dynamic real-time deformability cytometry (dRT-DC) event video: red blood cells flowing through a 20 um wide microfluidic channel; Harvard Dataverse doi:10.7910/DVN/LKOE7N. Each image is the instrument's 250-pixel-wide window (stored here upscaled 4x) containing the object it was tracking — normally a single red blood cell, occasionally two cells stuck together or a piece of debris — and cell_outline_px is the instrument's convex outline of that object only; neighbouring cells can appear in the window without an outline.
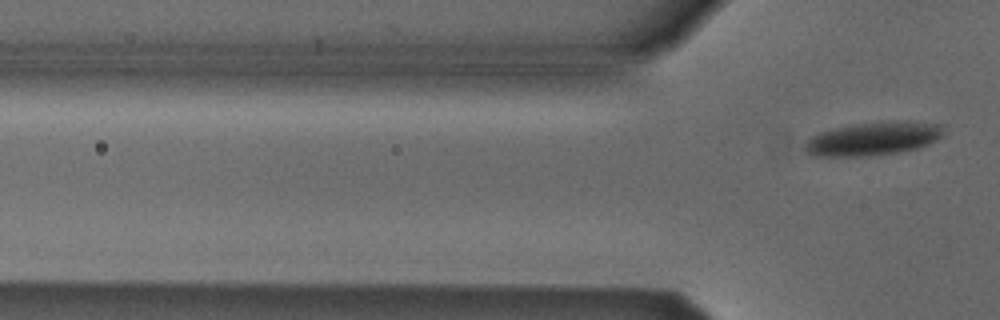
{"species": "Egyptian fruit bat (a non-hibernating species)", "species_latin": "Rousettus aegyptiacus", "temperature_condition": "cold", "stored_images_in_passage": 7, "camera_frame_rate_fps": 3000, "um_per_image_px": 0.085, "animal": {"sex": "male"}, "frame": {"image": 1, "passage_image": 7, "time_ms": 8.0, "image_size_px": [1000, 320], "cell_outline_px": [[940, 136], [936, 140], [928, 144], [916, 148], [896, 152], [872, 156], [812, 156], [804, 152], [804, 144], [812, 136], [820, 132], [836, 128], [860, 124], [904, 120], [908, 120], [940, 124]], "centroid_in_image_um": [74.17, 11.8], "position_along_channel_um": 51.6, "area_um2": 26.59}}